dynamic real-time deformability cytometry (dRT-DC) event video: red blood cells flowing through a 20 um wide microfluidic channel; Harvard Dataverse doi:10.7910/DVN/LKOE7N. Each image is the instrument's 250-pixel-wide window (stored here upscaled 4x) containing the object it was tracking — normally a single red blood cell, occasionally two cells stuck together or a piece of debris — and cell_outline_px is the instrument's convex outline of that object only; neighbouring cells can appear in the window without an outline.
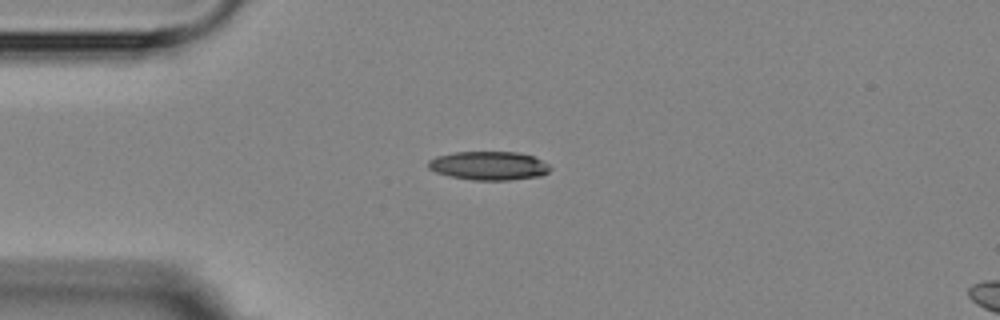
{"species": "Egyptian fruit bat (a non-hibernating species)", "species_latin": "Rousettus aegyptiacus", "temperature_condition": "room temperature", "stored_images_in_passage": 6, "camera_frame_rate_fps": 3000, "um_per_image_px": 0.085, "animal": {"sex": "female"}, "frame": {"image": 1, "passage_image": 1, "time_ms": 0.0, "image_size_px": [1000, 320], "cell_outline_px": [[552, 168], [548, 172], [540, 176], [508, 180], [472, 180], [448, 176], [436, 172], [428, 168], [428, 160], [436, 156], [456, 152], [520, 152], [532, 156], [548, 164]], "centroid_in_image_um": [41.53, 14.08], "position_along_channel_um": 43.5, "area_um2": 20.4}}
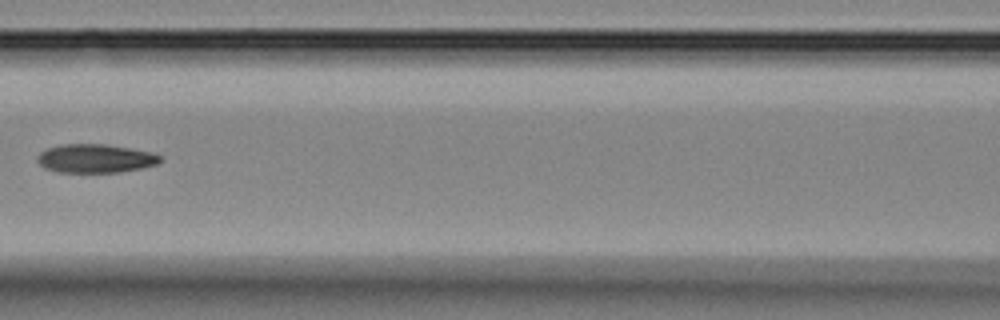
{"frame": {"image": 2, "passage_image": 4, "time_ms": 3.667, "image_size_px": [1000, 320], "cell_outline_px": [[160, 160], [156, 164], [140, 168], [120, 172], [56, 172], [44, 168], [36, 160], [36, 156], [40, 152], [48, 148], [60, 144], [104, 144], [152, 152], [160, 156]], "centroid_in_image_um": [8.04, 13.47], "position_along_channel_um": 158.6, "area_um2": 20.4}}
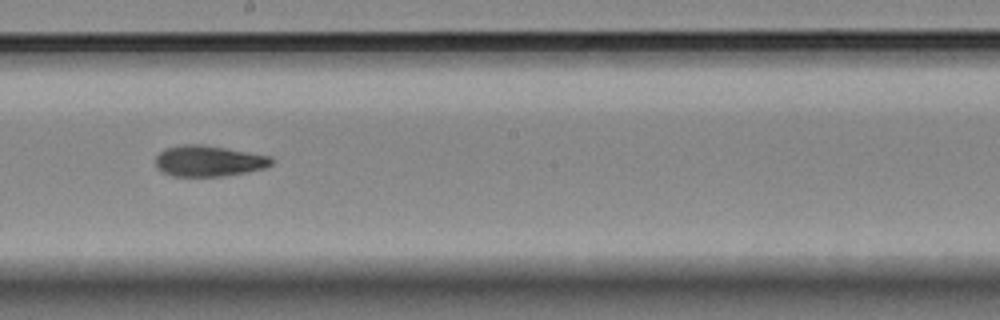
{"frame": {"image": 3, "passage_image": 6, "time_ms": 5.667, "image_size_px": [1000, 320], "cell_outline_px": [[272, 164], [264, 168], [248, 172], [224, 176], [172, 176], [156, 168], [156, 156], [164, 148], [184, 144], [204, 144], [272, 156]], "centroid_in_image_um": [17.74, 13.67], "position_along_channel_um": 230.5, "area_um2": 21.04}}